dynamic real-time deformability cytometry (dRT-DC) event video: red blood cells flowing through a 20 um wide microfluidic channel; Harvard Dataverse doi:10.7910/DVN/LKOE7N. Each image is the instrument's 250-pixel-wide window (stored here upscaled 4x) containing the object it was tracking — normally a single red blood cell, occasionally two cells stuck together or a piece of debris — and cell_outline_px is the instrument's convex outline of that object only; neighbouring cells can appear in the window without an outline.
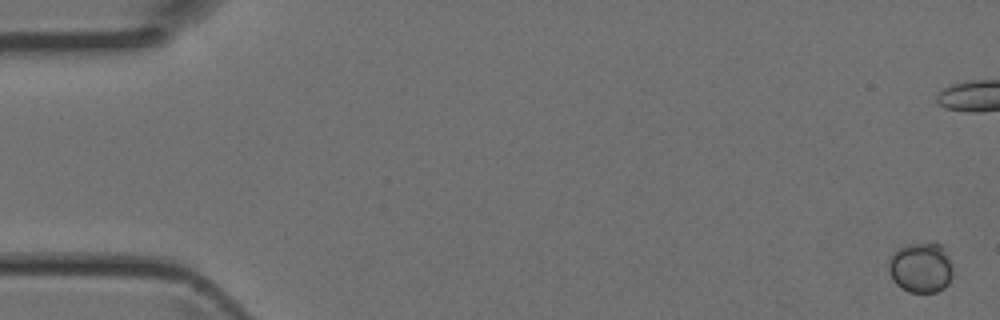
{"species": "Egyptian fruit bat (a non-hibernating species)", "species_latin": "Rousettus aegyptiacus", "temperature_condition": "room temperature", "stored_images_in_passage": 8, "camera_frame_rate_fps": 3000, "um_per_image_px": 0.085, "animal": {"sex": "female"}, "frame": {"image": 1, "passage_image": 1, "time_ms": 0.0, "image_size_px": [1000, 320], "cell_outline_px": [[952, 276], [948, 284], [944, 288], [936, 292], [908, 292], [900, 288], [892, 280], [888, 268], [888, 260], [896, 248], [908, 244], [928, 240], [936, 240], [940, 244], [952, 268]], "centroid_in_image_um": [78.23, 22.71], "position_along_channel_um": 6.8, "area_um2": 19.25}}